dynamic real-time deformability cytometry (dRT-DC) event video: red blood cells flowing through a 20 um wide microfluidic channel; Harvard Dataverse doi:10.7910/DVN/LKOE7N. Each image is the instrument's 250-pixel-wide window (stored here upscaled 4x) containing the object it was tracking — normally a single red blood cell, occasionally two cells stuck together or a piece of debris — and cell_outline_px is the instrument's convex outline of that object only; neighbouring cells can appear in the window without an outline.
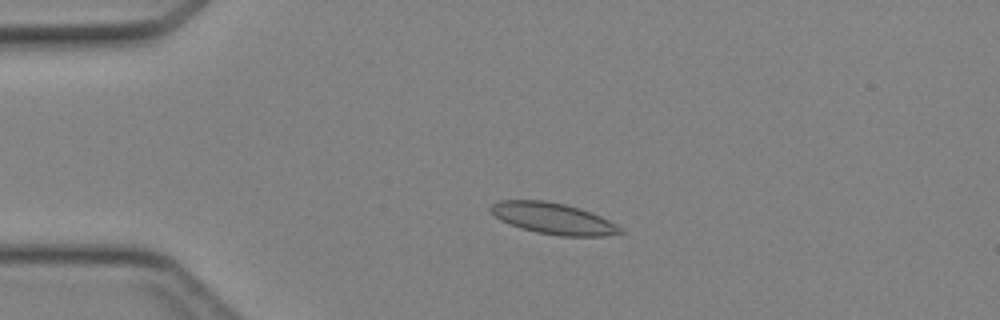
{"species": "Egyptian fruit bat (a non-hibernating species)", "species_latin": "Rousettus aegyptiacus", "temperature_condition": "cold", "stored_images_in_passage": 46, "camera_frame_rate_fps": 3000, "um_per_image_px": 0.085, "animal": {"sex": "female"}, "frame": {"image": 1, "passage_image": 11, "time_ms": 3.333, "image_size_px": [1000, 320], "cell_outline_px": [[624, 232], [604, 236], [560, 236], [536, 232], [508, 224], [500, 220], [488, 208], [492, 204], [500, 200], [544, 200], [564, 204], [580, 208], [600, 216], [616, 224]], "centroid_in_image_um": [47.0, 18.57], "position_along_channel_um": 38.0, "area_um2": 23.47}}
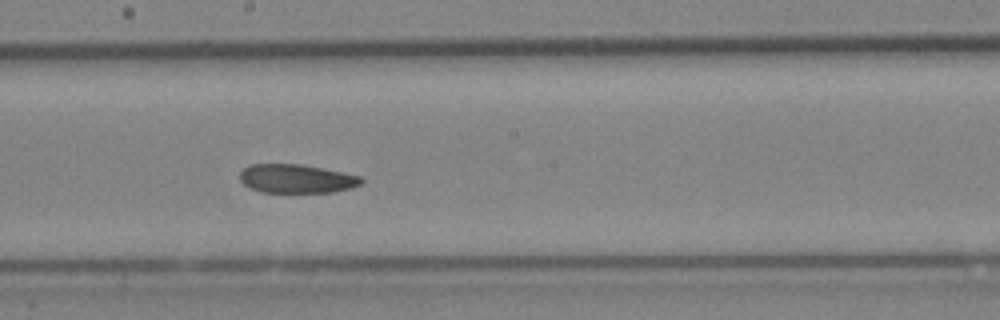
{"frame": {"image": 2, "passage_image": 26, "time_ms": 8.333, "image_size_px": [1000, 320], "cell_outline_px": [[364, 180], [360, 184], [352, 188], [332, 192], [260, 192], [244, 184], [240, 180], [240, 172], [248, 164], [300, 164], [360, 176]], "centroid_in_image_um": [25.18, 15.19], "position_along_channel_um": 223.0, "area_um2": 20.17}}
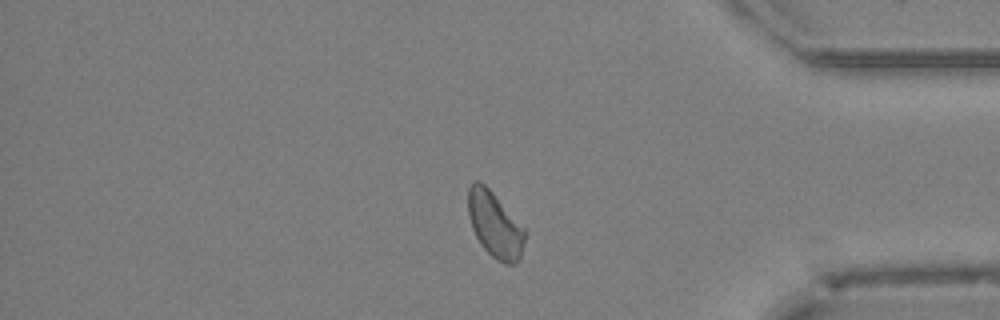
{"frame": {"image": 3, "passage_image": 39, "time_ms": 12.667, "image_size_px": [1000, 320], "cell_outline_px": [[524, 244], [520, 260], [516, 264], [504, 264], [496, 260], [480, 244], [472, 228], [468, 216], [468, 188], [476, 180], [480, 180], [492, 192], [524, 228]], "centroid_in_image_um": [42.05, 19.13], "position_along_channel_um": 393.2, "area_um2": 21.56}}